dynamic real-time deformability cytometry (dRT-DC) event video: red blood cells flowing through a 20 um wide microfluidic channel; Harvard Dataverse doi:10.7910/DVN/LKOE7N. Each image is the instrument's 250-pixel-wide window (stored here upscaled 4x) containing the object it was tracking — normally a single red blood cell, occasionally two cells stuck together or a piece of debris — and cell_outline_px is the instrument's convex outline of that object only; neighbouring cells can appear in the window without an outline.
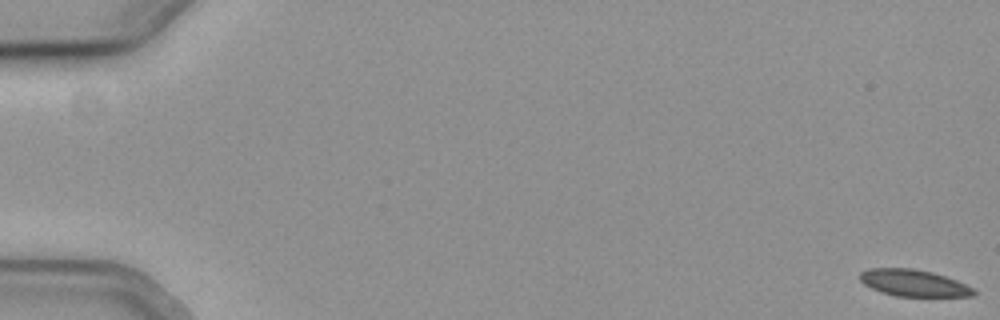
{"species": "common noctule bat (a hibernating species)", "species_latin": "Nyctalus noctula", "temperature_condition": "cold", "stored_images_in_passage": 17, "camera_frame_rate_fps": 3000, "um_per_image_px": 0.085, "animal": {"sex": "female", "body_mass_g": 19.3, "forearm_length_mm": 54.1}, "frame": {"image": 1, "passage_image": 1, "time_ms": 0.0, "image_size_px": [1000, 320], "cell_outline_px": [[976, 296], [896, 296], [880, 292], [864, 284], [860, 280], [860, 272], [868, 268], [912, 268], [932, 272], [956, 280], [976, 288]], "centroid_in_image_um": [77.68, 24.05], "position_along_channel_um": 7.3, "area_um2": 17.8}}
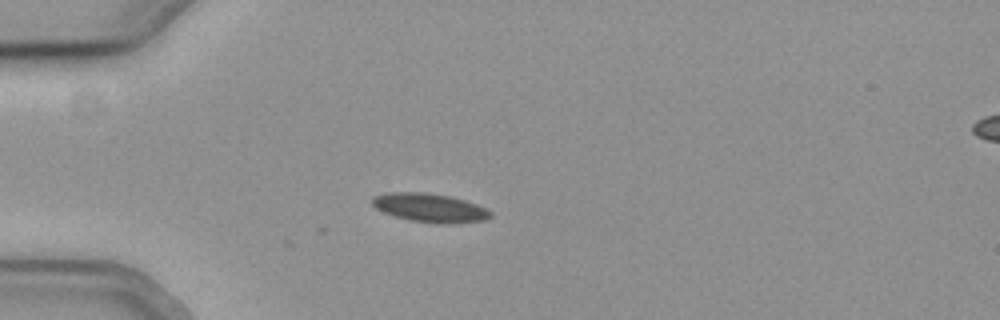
{"frame": {"image": 2, "passage_image": 17, "time_ms": 5.333, "image_size_px": [1000, 320], "cell_outline_px": [[492, 216], [484, 220], [448, 224], [440, 224], [408, 220], [384, 212], [376, 208], [372, 204], [372, 196], [388, 192], [424, 192], [452, 196], [476, 204], [492, 212]], "centroid_in_image_um": [36.53, 17.65], "position_along_channel_um": 48.5, "area_um2": 19.83}}